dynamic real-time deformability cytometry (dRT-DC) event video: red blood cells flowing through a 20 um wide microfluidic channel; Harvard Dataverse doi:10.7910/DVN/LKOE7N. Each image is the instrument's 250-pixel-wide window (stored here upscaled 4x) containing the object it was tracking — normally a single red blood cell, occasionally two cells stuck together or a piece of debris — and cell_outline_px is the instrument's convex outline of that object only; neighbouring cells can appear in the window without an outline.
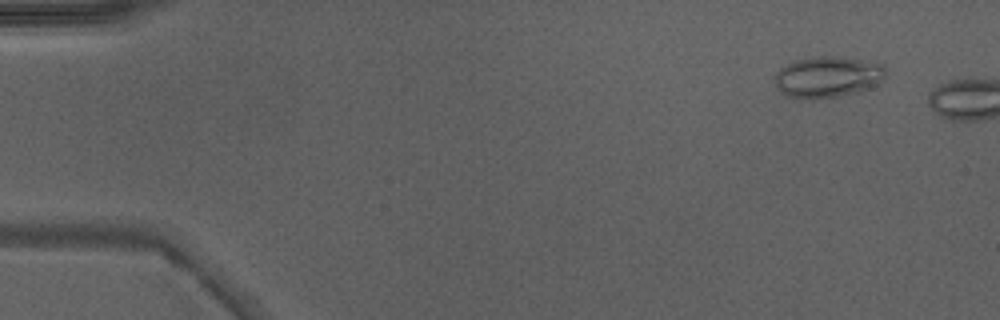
{"species": "Egyptian fruit bat (a non-hibernating species)", "species_latin": "Rousettus aegyptiacus", "temperature_condition": "warm", "stored_images_in_passage": 6, "camera_frame_rate_fps": 3000, "um_per_image_px": 0.085, "animal": {"sex": "male"}, "frame": {"image": 1, "passage_image": 3, "time_ms": 0.667, "image_size_px": [1000, 320], "cell_outline_px": [[884, 76], [880, 84], [860, 92], [840, 96], [812, 100], [800, 100], [784, 96], [776, 88], [772, 80], [772, 76], [780, 68], [792, 60], [812, 56], [836, 56], [880, 60], [884, 64]], "centroid_in_image_um": [70.33, 6.54], "position_along_channel_um": 14.7, "area_um2": 28.15}}